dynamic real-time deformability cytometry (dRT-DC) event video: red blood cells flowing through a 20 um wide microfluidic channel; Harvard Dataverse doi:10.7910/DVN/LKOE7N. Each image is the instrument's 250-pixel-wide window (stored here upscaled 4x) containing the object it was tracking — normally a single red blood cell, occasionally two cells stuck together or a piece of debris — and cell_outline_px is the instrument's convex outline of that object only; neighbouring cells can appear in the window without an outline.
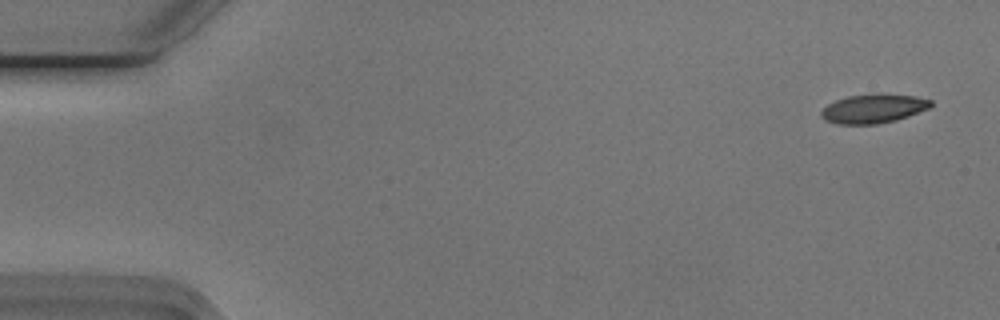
{"species": "Egyptian fruit bat (a non-hibernating species)", "species_latin": "Rousettus aegyptiacus", "temperature_condition": "cold", "stored_images_in_passage": 13, "camera_frame_rate_fps": 3000, "um_per_image_px": 0.085, "animal": {"sex": "male"}, "frame": {"image": 1, "passage_image": 3, "time_ms": 0.667, "image_size_px": [1000, 320], "cell_outline_px": [[932, 104], [928, 108], [908, 116], [896, 120], [876, 124], [840, 124], [824, 120], [820, 116], [820, 112], [828, 104], [836, 100], [848, 96], [916, 96], [932, 100]], "centroid_in_image_um": [74.2, 9.27], "position_along_channel_um": 10.8, "area_um2": 17.74}}